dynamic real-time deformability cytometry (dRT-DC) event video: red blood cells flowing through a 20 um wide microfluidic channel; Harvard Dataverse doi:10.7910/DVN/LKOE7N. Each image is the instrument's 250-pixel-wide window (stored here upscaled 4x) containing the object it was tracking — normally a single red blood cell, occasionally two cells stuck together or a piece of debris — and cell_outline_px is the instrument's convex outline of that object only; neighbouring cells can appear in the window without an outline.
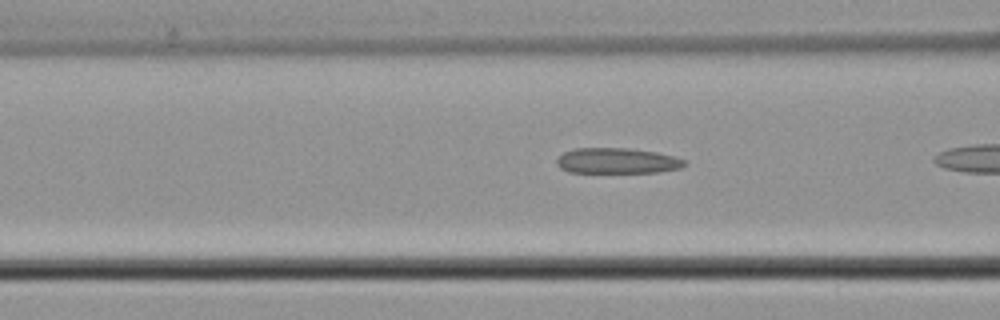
{"species": "common noctule bat (a hibernating species)", "species_latin": "Nyctalus noctula", "temperature_condition": "cold", "stored_images_in_passage": 9, "camera_frame_rate_fps": 3000, "um_per_image_px": 0.085, "animal": {"sex": "male", "body_mass_g": 21.5, "forearm_length_mm": 52.0}, "frame": {"image": 1, "passage_image": 7, "time_ms": 2.0, "image_size_px": [1000, 320], "cell_outline_px": [[688, 164], [680, 168], [656, 172], [568, 172], [560, 168], [556, 164], [556, 160], [564, 152], [576, 148], [628, 148], [656, 152], [672, 156], [684, 160]], "centroid_in_image_um": [52.43, 13.66], "position_along_channel_um": 114.2, "area_um2": 18.9}}